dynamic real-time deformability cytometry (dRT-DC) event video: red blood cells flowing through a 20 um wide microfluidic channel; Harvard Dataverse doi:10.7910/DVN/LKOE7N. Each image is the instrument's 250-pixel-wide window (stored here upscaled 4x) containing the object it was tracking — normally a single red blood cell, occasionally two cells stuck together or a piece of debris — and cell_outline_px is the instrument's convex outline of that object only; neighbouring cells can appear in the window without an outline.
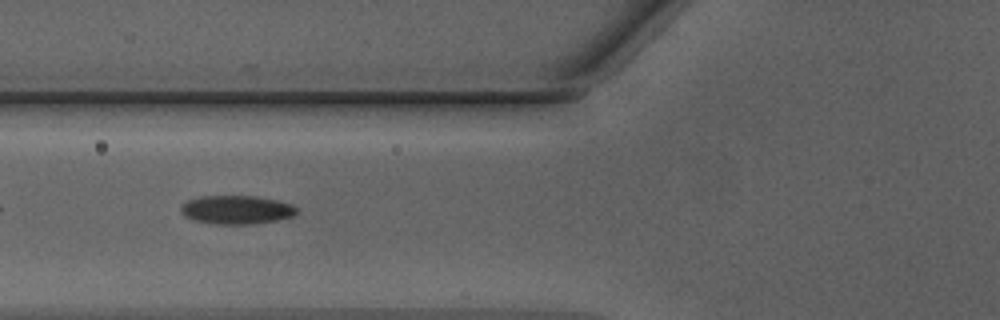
{"species": "Egyptian fruit bat (a non-hibernating species)", "species_latin": "Rousettus aegyptiacus", "temperature_condition": "warm", "stored_images_in_passage": 34, "camera_frame_rate_fps": 3000, "um_per_image_px": 0.085, "animal": {"sex": "male"}, "frame": {"image": 1, "passage_image": 4, "time_ms": 1.0, "image_size_px": [1000, 320], "cell_outline_px": [[300, 208], [292, 216], [276, 220], [252, 224], [216, 224], [192, 220], [184, 216], [180, 212], [180, 204], [188, 200], [200, 196], [256, 196], [276, 200], [292, 204]], "centroid_in_image_um": [20.07, 17.82], "position_along_channel_um": 105.7, "area_um2": 19.48}}
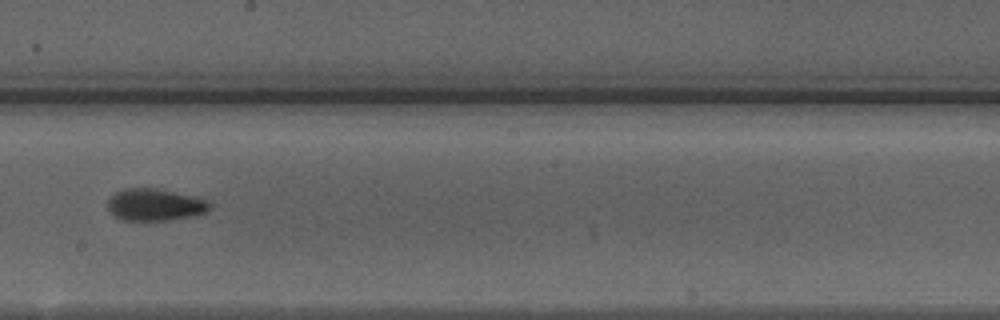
{"frame": {"image": 2, "passage_image": 13, "time_ms": 4.0, "image_size_px": [1000, 320], "cell_outline_px": [[212, 208], [204, 212], [192, 216], [164, 220], [120, 220], [108, 208], [108, 200], [116, 192], [124, 188], [156, 188], [196, 196], [208, 200], [212, 204]], "centroid_in_image_um": [13.21, 17.39], "position_along_channel_um": 235.0, "area_um2": 19.02}}
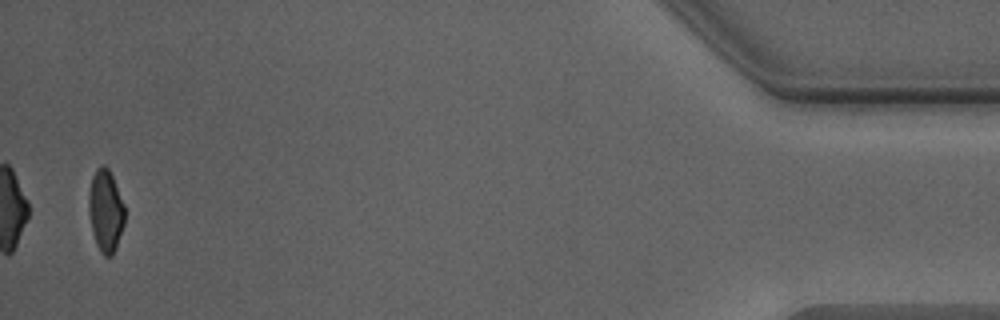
{"frame": {"image": 3, "passage_image": 32, "time_ms": 10.333, "image_size_px": [1000, 320], "cell_outline_px": [[124, 224], [116, 248], [112, 256], [104, 256], [100, 252], [96, 244], [92, 232], [88, 208], [88, 196], [92, 176], [96, 168], [104, 164], [108, 168], [112, 176], [124, 204]], "centroid_in_image_um": [8.97, 17.93], "position_along_channel_um": 426.2, "area_um2": 17.28}, "authors_computed_cell_mechanics": {"area_um2": 18.8139, "velocity_mm_per_s": 4.3133, "shape_relaxation_time_tau1_ms": 4.5371, "shape_relaxation_time_tau2_ms": 1.708, "deformation_change_tau1": 0.1441, "deformation_change_tau2": 0.071}}